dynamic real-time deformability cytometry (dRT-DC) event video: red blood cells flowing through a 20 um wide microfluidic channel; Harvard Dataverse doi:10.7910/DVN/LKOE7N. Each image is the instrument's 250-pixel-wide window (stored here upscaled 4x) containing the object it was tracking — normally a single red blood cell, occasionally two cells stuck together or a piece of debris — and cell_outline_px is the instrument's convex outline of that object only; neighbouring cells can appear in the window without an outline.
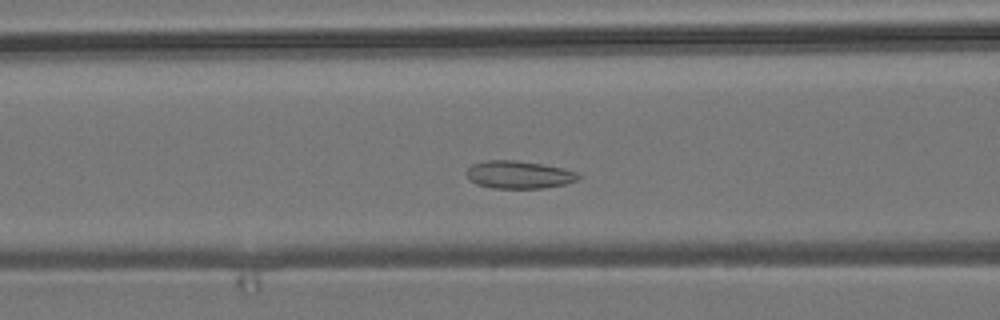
{"species": "common noctule bat (a hibernating species)", "species_latin": "Nyctalus noctula", "temperature_condition": "room temperature", "stored_images_in_passage": 50, "camera_frame_rate_fps": 3000, "um_per_image_px": 0.085, "animal": {"sex": "male", "body_mass_g": 19.2, "forearm_length_mm": 51.8}, "frame": {"image": 1, "passage_image": 16, "time_ms": 5.0, "image_size_px": [1000, 320], "cell_outline_px": [[580, 176], [576, 180], [564, 184], [544, 188], [492, 188], [476, 184], [468, 176], [468, 168], [472, 164], [484, 160], [516, 160], [544, 164], [564, 168], [580, 172]], "centroid_in_image_um": [44.14, 14.84], "position_along_channel_um": 122.5, "area_um2": 18.09}}
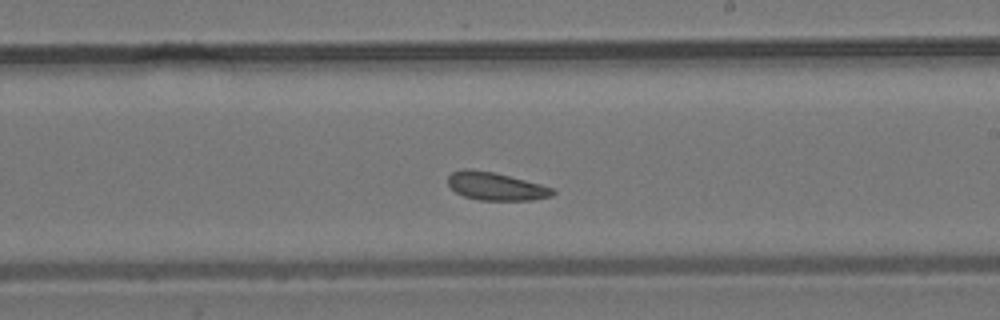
{"frame": {"image": 2, "passage_image": 26, "time_ms": 8.333, "image_size_px": [1000, 320], "cell_outline_px": [[556, 192], [552, 196], [532, 200], [480, 200], [464, 196], [456, 192], [448, 184], [448, 176], [452, 172], [464, 168], [472, 168], [492, 172], [556, 188]], "centroid_in_image_um": [42.15, 15.83], "position_along_channel_um": 246.8, "area_um2": 17.05}}
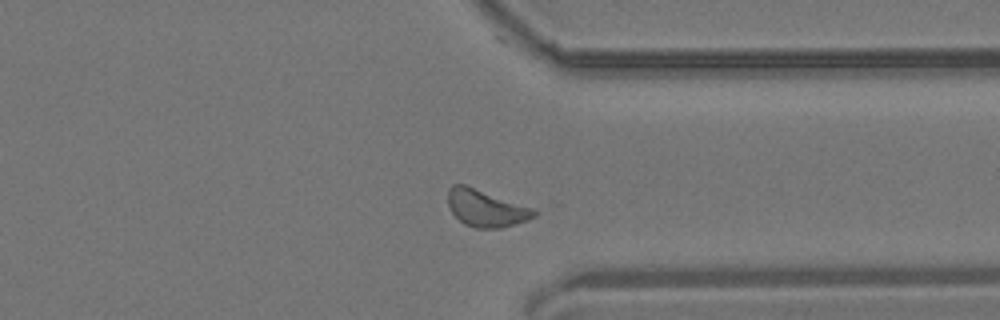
{"frame": {"image": 3, "passage_image": 36, "time_ms": 11.667, "image_size_px": [1000, 320], "cell_outline_px": [[540, 212], [536, 216], [528, 220], [500, 228], [476, 228], [464, 224], [452, 212], [448, 204], [448, 188], [452, 184], [464, 184], [536, 208]], "centroid_in_image_um": [41.35, 17.69], "position_along_channel_um": 370.0, "area_um2": 18.79}, "authors_computed_cell_mechanics": {"area_um2": 18.1781, "velocity_mm_per_s": 3.7345, "shape_relaxation_time_tau1_ms": null, "shape_relaxation_time_tau2_ms": 6.2614, "deformation_change_tau1": null, "deformation_change_tau2": 0.1166}}